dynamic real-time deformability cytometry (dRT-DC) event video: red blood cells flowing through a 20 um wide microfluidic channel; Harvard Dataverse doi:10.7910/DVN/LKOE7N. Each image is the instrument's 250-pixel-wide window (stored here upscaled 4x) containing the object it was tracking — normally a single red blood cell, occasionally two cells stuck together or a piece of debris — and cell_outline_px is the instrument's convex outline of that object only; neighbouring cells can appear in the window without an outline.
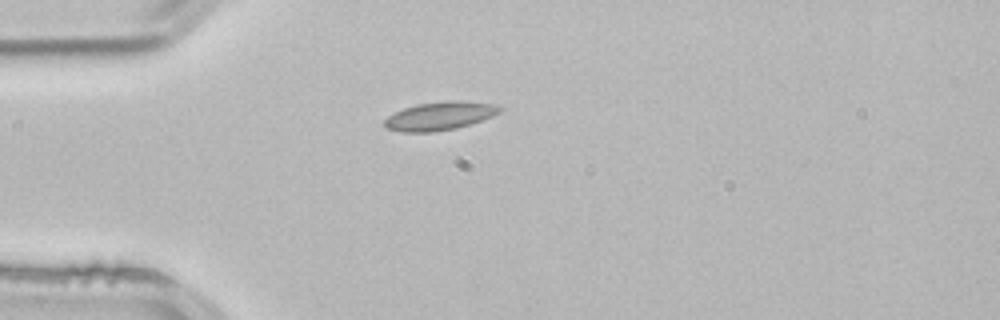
{"species": "common noctule bat (a hibernating species)", "species_latin": "Nyctalus noctula", "temperature_condition": "room temperature", "stored_images_in_passage": 1, "camera_frame_rate_fps": 3000, "um_per_image_px": 0.085, "animal": {"sex": "male", "body_mass_g": 21.5, "forearm_length_mm": 52.0}, "frame": {"image": 1, "passage_image": 1, "time_ms": 0.0, "image_size_px": [1000, 320], "cell_outline_px": [[504, 108], [500, 112], [492, 116], [456, 128], [432, 132], [400, 132], [384, 128], [384, 120], [388, 116], [404, 108], [416, 104], [444, 100], [460, 100], [496, 104]], "centroid_in_image_um": [37.37, 9.84], "position_along_channel_um": 47.6, "area_um2": 19.19}}